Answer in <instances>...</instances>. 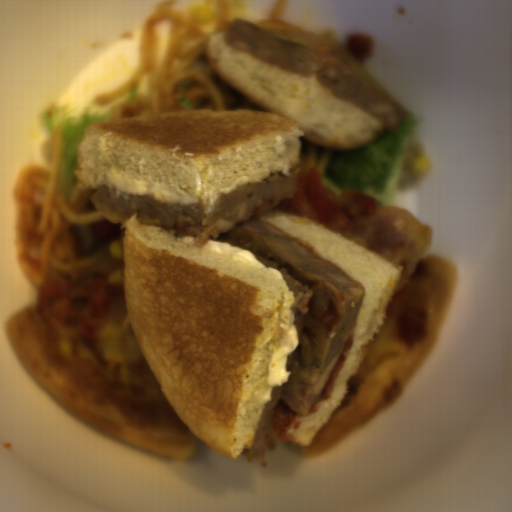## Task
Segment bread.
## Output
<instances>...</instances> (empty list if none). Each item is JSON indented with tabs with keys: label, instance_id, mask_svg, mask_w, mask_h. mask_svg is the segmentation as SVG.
<instances>
[{
	"label": "bread",
	"instance_id": "8d2b1439",
	"mask_svg": "<svg viewBox=\"0 0 512 512\" xmlns=\"http://www.w3.org/2000/svg\"><path fill=\"white\" fill-rule=\"evenodd\" d=\"M176 228L123 222L128 325L183 425L218 454L252 448L269 364L294 326L293 290L249 264L183 243Z\"/></svg>",
	"mask_w": 512,
	"mask_h": 512
},
{
	"label": "bread",
	"instance_id": "cb027b5d",
	"mask_svg": "<svg viewBox=\"0 0 512 512\" xmlns=\"http://www.w3.org/2000/svg\"><path fill=\"white\" fill-rule=\"evenodd\" d=\"M226 32L208 38L209 64L267 112L195 109L88 125L76 153L80 188L97 190L108 185L109 170H120L213 205L220 189L243 176L247 180L236 187L275 172L290 177V166L301 163L300 137L341 151L369 144L385 129L376 117L336 96L316 74L289 72L238 50L226 43Z\"/></svg>",
	"mask_w": 512,
	"mask_h": 512
},
{
	"label": "bread",
	"instance_id": "b6be36c0",
	"mask_svg": "<svg viewBox=\"0 0 512 512\" xmlns=\"http://www.w3.org/2000/svg\"><path fill=\"white\" fill-rule=\"evenodd\" d=\"M259 221L308 242L322 258L337 264L342 272L365 287L364 299L354 323L350 352L332 394L319 403L316 412L299 416L300 426L297 429H287L295 442L309 447L341 405L349 380L361 370L368 356L370 341H374L375 335L379 336L398 291L404 266L310 218L269 209L260 214Z\"/></svg>",
	"mask_w": 512,
	"mask_h": 512
},
{
	"label": "bread",
	"instance_id": "2504dc21",
	"mask_svg": "<svg viewBox=\"0 0 512 512\" xmlns=\"http://www.w3.org/2000/svg\"><path fill=\"white\" fill-rule=\"evenodd\" d=\"M223 193H225V192L217 193L216 201H217L218 197H219L220 195H222ZM216 201H215V202H216Z\"/></svg>",
	"mask_w": 512,
	"mask_h": 512
}]
</instances>
